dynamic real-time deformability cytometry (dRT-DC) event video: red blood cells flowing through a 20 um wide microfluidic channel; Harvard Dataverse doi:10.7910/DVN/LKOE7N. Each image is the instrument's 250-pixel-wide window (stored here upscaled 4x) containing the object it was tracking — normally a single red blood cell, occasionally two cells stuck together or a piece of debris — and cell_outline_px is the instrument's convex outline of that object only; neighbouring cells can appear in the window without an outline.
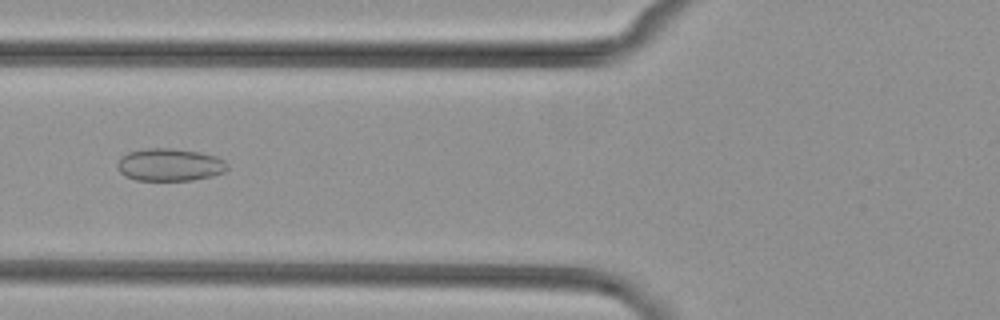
{"species": "common noctule bat (a hibernating species)", "species_latin": "Nyctalus noctula", "temperature_condition": "cold", "stored_images_in_passage": 8, "camera_frame_rate_fps": 3000, "um_per_image_px": 0.085, "animal": {"sex": "female", "body_mass_g": 29.2, "forearm_length_mm": 56.3}, "frame": {"image": 1, "passage_image": 5, "time_ms": 4.667, "image_size_px": [1000, 320], "cell_outline_px": [[228, 168], [224, 172], [212, 176], [192, 180], [136, 180], [124, 176], [116, 168], [116, 164], [120, 156], [128, 152], [148, 148], [172, 148], [200, 152], [216, 156], [224, 160], [228, 164]], "centroid_in_image_um": [14.4, 14.0], "position_along_channel_um": 111.4, "area_um2": 21.1}}
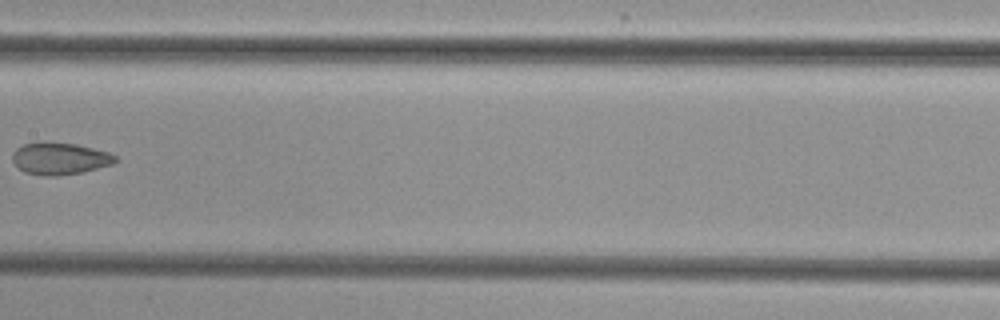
{"frame": {"image": 2, "passage_image": 7, "time_ms": 7.0, "image_size_px": [1000, 320], "cell_outline_px": [[116, 160], [112, 164], [80, 172], [56, 176], [48, 176], [24, 172], [12, 160], [12, 152], [16, 148], [24, 144], [36, 140], [76, 144], [108, 152], [116, 156]], "centroid_in_image_um": [5.02, 13.45], "position_along_channel_um": 202.4, "area_um2": 19.19}}
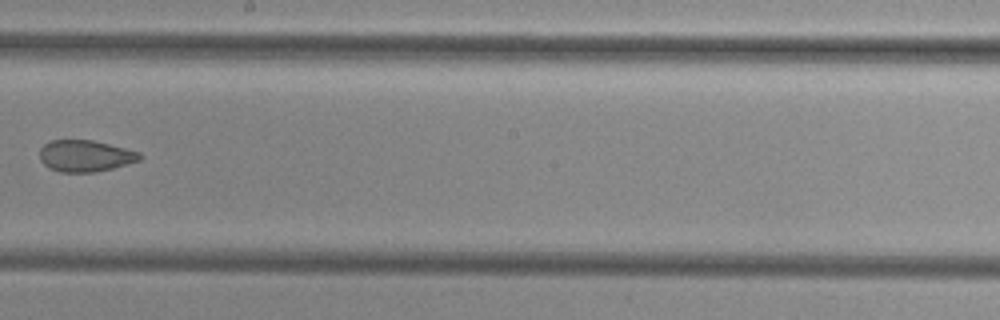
{"frame": {"image": 3, "passage_image": 8, "time_ms": 8.0, "image_size_px": [1000, 320], "cell_outline_px": [[144, 156], [140, 160], [112, 168], [96, 172], [60, 172], [48, 168], [40, 160], [40, 148], [44, 144], [52, 140], [92, 140], [140, 152]], "centroid_in_image_um": [7.24, 13.25], "position_along_channel_um": 241.0, "area_um2": 18.38}}